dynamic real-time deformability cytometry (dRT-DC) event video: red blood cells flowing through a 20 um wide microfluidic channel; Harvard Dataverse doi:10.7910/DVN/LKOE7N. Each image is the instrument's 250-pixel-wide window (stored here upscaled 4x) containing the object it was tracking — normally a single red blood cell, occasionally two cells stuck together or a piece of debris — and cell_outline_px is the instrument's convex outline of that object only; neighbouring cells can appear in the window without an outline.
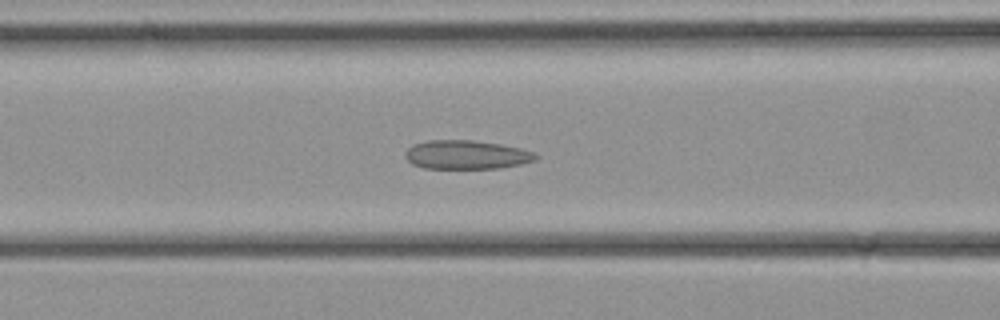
{"species": "common noctule bat (a hibernating species)", "species_latin": "Nyctalus noctula", "temperature_condition": "cold", "stored_images_in_passage": 30, "camera_frame_rate_fps": 3000, "um_per_image_px": 0.085, "animal": {"sex": "female", "body_mass_g": 21.9}, "frame": {"image": 1, "passage_image": 9, "time_ms": 2.667, "image_size_px": [1000, 320], "cell_outline_px": [[540, 156], [536, 160], [520, 164], [500, 168], [424, 168], [412, 164], [404, 156], [404, 152], [412, 144], [428, 140], [472, 140], [500, 144], [520, 148], [532, 152]], "centroid_in_image_um": [39.62, 13.15], "position_along_channel_um": 127.0, "area_um2": 21.96}}
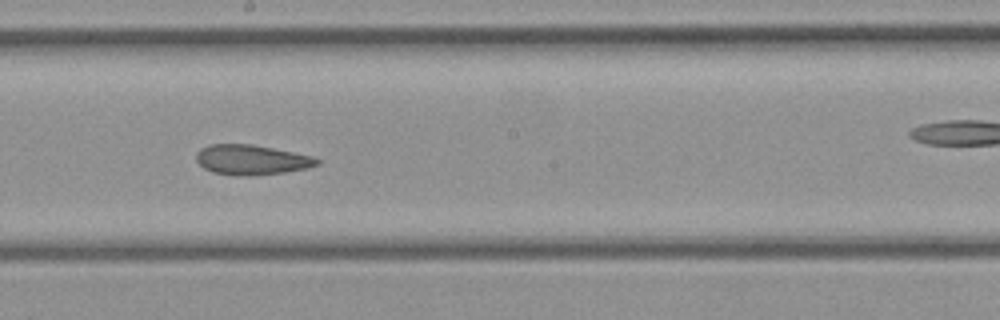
{"frame": {"image": 2, "passage_image": 14, "time_ms": 4.333, "image_size_px": [1000, 320], "cell_outline_px": [[320, 164], [308, 168], [284, 172], [212, 172], [204, 168], [196, 160], [196, 152], [200, 148], [208, 144], [252, 144], [312, 156], [320, 160]], "centroid_in_image_um": [21.38, 13.51], "position_along_channel_um": 226.8, "area_um2": 19.94}}
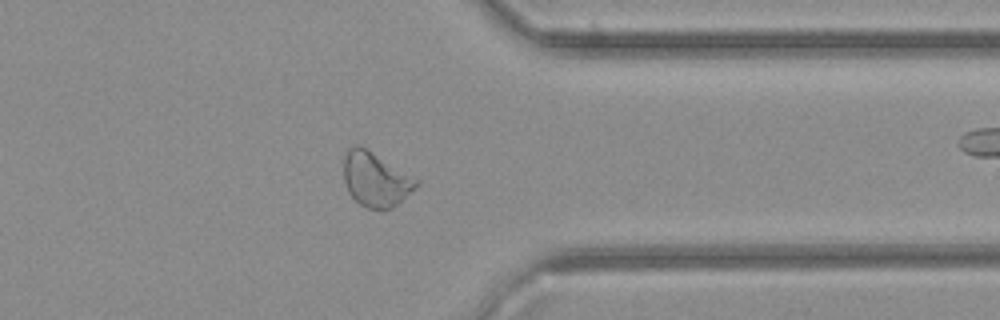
{"frame": {"image": 3, "passage_image": 22, "time_ms": 7.0, "image_size_px": [1000, 320], "cell_outline_px": [[420, 184], [416, 188], [392, 208], [368, 208], [360, 204], [348, 192], [344, 180], [344, 156], [348, 148], [352, 144], [360, 144], [420, 180]], "centroid_in_image_um": [31.93, 15.21], "position_along_channel_um": 379.5, "area_um2": 23.06}}